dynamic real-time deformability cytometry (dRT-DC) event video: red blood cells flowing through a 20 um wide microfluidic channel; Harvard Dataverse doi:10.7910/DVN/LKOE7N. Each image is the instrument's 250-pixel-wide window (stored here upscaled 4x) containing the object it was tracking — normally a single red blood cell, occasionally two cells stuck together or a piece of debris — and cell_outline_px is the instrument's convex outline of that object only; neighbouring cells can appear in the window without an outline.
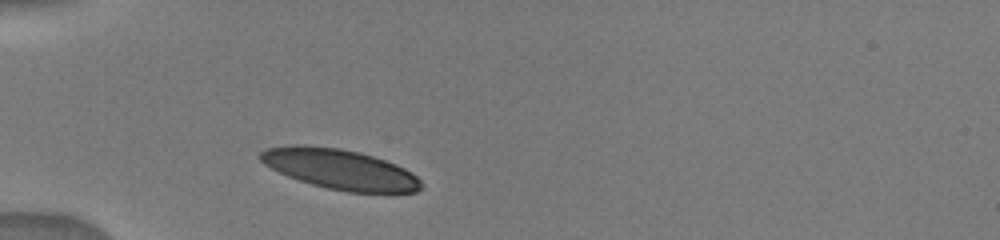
{"species": "human", "species_latin": "Homo sapiens", "temperature_condition": "warm", "stored_images_in_passage": 30, "camera_frame_rate_fps": 3000, "um_per_image_px": 0.085, "donor": {"sex": "male"}, "frame": {"image": 1, "passage_image": 1, "time_ms": 0.0, "image_size_px": [1000, 240], "cell_outline_px": [[424, 188], [416, 192], [348, 192], [328, 188], [312, 184], [288, 176], [264, 164], [260, 160], [260, 152], [268, 148], [292, 144], [308, 144], [340, 148], [360, 152], [396, 164], [404, 168], [416, 176], [424, 184]], "centroid_in_image_um": [28.91, 14.37], "position_along_channel_um": 56.1, "area_um2": 37.57}}
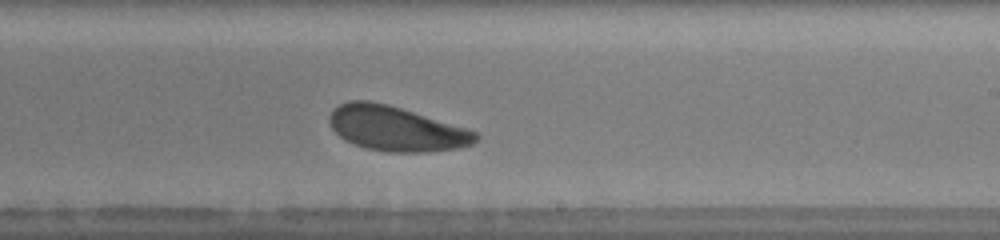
{"frame": {"image": 2, "passage_image": 16, "time_ms": 5.333, "image_size_px": [1000, 240], "cell_outline_px": [[480, 136], [472, 144], [456, 148], [428, 152], [388, 152], [368, 148], [344, 140], [332, 128], [328, 120], [328, 116], [332, 108], [348, 100], [368, 100], [388, 104], [468, 128], [476, 132]], "centroid_in_image_um": [33.65, 10.92], "position_along_channel_um": 255.3, "area_um2": 38.21}}
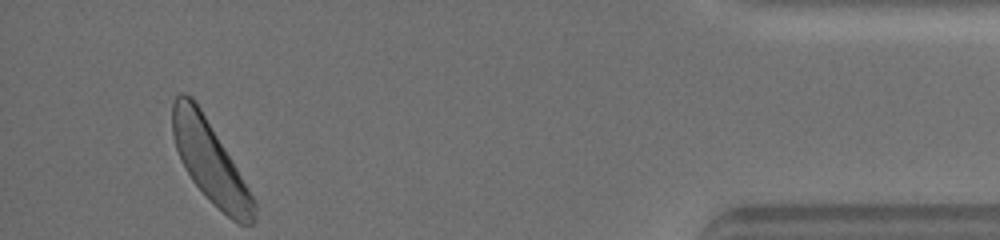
{"frame": {"image": 3, "passage_image": 30, "time_ms": 10.667, "image_size_px": [1000, 240], "cell_outline_px": [[256, 220], [252, 224], [240, 224], [232, 220], [212, 204], [192, 180], [180, 160], [172, 136], [172, 104], [176, 96], [180, 92], [184, 92], [192, 96], [200, 108], [256, 200]], "centroid_in_image_um": [17.85, 13.76], "position_along_channel_um": 417.3, "area_um2": 38.44}}